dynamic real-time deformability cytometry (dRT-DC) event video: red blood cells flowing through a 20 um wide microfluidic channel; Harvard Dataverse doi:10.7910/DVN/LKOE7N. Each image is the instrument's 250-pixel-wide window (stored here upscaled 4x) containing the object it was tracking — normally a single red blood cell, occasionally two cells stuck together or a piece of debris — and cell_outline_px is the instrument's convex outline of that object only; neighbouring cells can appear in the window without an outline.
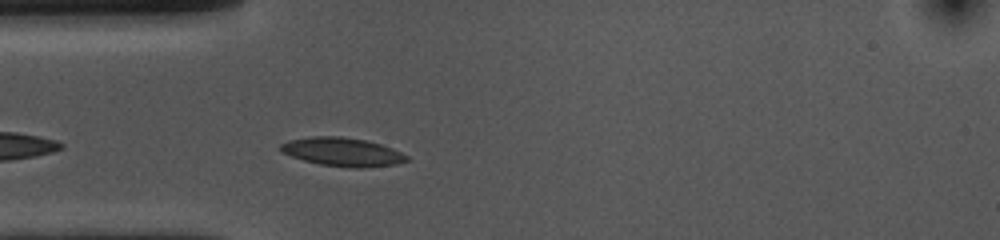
{"species": "common noctule bat (a hibernating species)", "species_latin": "Nyctalus noctula", "temperature_condition": "cold", "stored_images_in_passage": 20, "camera_frame_rate_fps": 3000, "um_per_image_px": 0.085, "animal": {"sex": "female", "body_mass_g": 10.0, "forearm_length_mm": 53.1}, "frame": {"image": 1, "passage_image": 3, "time_ms": 0.667, "image_size_px": [1000, 240], "cell_outline_px": [[408, 160], [396, 164], [360, 168], [348, 168], [320, 164], [304, 160], [280, 152], [280, 144], [288, 140], [312, 136], [340, 136], [364, 140], [380, 144], [392, 148], [408, 156]], "centroid_in_image_um": [29.08, 12.91], "position_along_channel_um": 55.9, "area_um2": 20.92}}
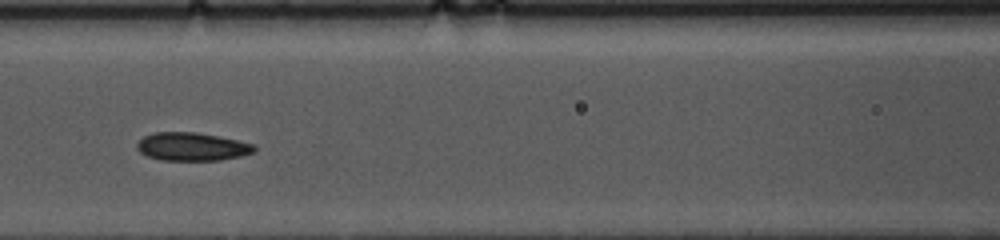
{"frame": {"image": 2, "passage_image": 11, "time_ms": 3.333, "image_size_px": [1000, 240], "cell_outline_px": [[256, 152], [240, 156], [220, 160], [160, 160], [148, 156], [140, 152], [136, 148], [136, 144], [144, 136], [156, 132], [196, 132], [220, 136], [256, 144]], "centroid_in_image_um": [16.36, 12.46], "position_along_channel_um": 150.2, "area_um2": 19.42}}
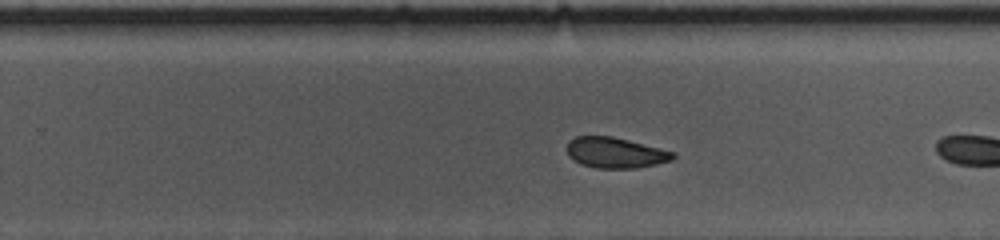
{"frame": {"image": 3, "passage_image": 19, "time_ms": 6.0, "image_size_px": [1000, 240], "cell_outline_px": [[676, 156], [672, 160], [656, 164], [636, 168], [596, 168], [580, 164], [572, 160], [568, 156], [568, 140], [576, 136], [612, 136], [676, 152]], "centroid_in_image_um": [52.3, 12.98], "position_along_channel_um": 277.5, "area_um2": 19.02}}